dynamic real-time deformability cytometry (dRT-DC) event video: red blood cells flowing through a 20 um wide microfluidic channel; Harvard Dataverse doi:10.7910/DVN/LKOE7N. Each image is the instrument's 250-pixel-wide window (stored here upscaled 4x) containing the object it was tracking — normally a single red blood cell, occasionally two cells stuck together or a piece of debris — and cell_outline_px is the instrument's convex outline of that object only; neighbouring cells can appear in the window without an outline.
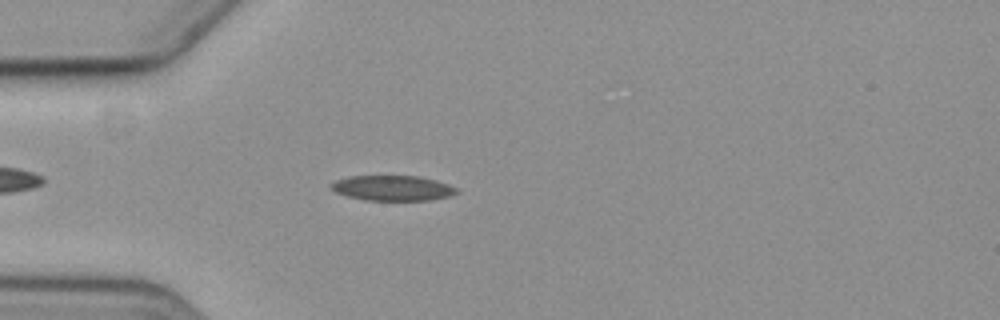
{"species": "common noctule bat (a hibernating species)", "species_latin": "Nyctalus noctula", "temperature_condition": "cold", "stored_images_in_passage": 4, "camera_frame_rate_fps": 3000, "um_per_image_px": 0.085, "animal": {"sex": "female", "body_mass_g": 19.3, "forearm_length_mm": 54.1}, "frame": {"image": 1, "passage_image": 3, "time_ms": 3.333, "image_size_px": [1000, 320], "cell_outline_px": [[460, 192], [448, 196], [428, 200], [364, 200], [348, 196], [336, 192], [328, 184], [336, 180], [348, 176], [416, 176], [436, 180], [448, 184], [456, 188]], "centroid_in_image_um": [33.35, 15.98], "position_along_channel_um": 51.6, "area_um2": 18.32}}